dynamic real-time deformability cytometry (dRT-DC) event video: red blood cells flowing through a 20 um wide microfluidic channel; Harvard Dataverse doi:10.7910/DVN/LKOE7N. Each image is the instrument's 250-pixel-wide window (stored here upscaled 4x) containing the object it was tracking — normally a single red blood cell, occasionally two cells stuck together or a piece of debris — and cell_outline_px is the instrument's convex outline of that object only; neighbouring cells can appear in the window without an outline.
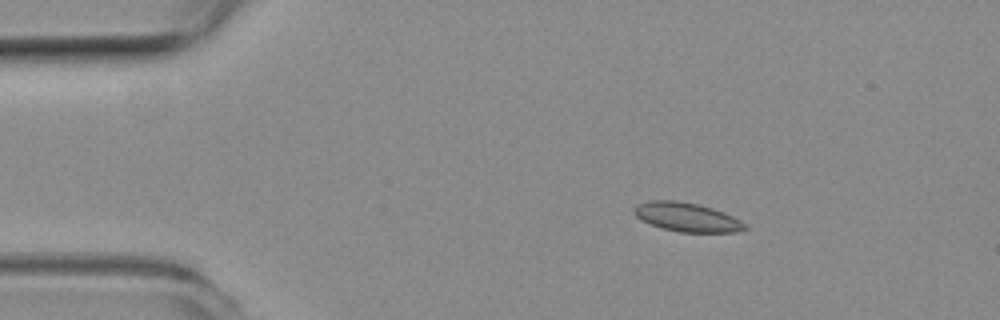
{"species": "common noctule bat (a hibernating species)", "species_latin": "Nyctalus noctula", "temperature_condition": "room temperature", "stored_images_in_passage": 48, "camera_frame_rate_fps": 3000, "um_per_image_px": 0.085, "animal": {"sex": "female", "body_mass_g": 19.3, "forearm_length_mm": 54.1}, "frame": {"image": 1, "passage_image": 2, "time_ms": 0.333, "image_size_px": [1000, 320], "cell_outline_px": [[748, 228], [736, 232], [680, 232], [664, 228], [652, 224], [636, 216], [632, 208], [636, 204], [652, 200], [676, 200], [696, 204], [712, 208], [724, 212], [748, 224]], "centroid_in_image_um": [58.41, 18.45], "position_along_channel_um": 26.6, "area_um2": 18.55}}
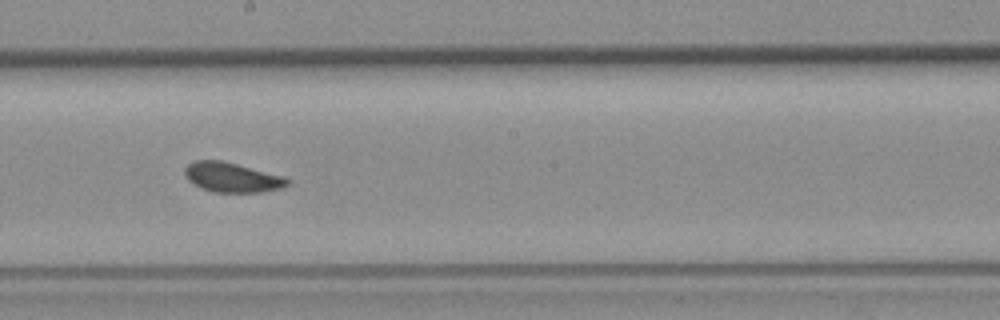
{"frame": {"image": 2, "passage_image": 23, "time_ms": 7.333, "image_size_px": [1000, 320], "cell_outline_px": [[292, 180], [288, 184], [280, 188], [260, 192], [216, 192], [200, 188], [188, 180], [184, 172], [184, 168], [188, 164], [196, 160], [220, 160], [284, 176]], "centroid_in_image_um": [19.71, 15.07], "position_along_channel_um": 228.5, "area_um2": 17.63}}
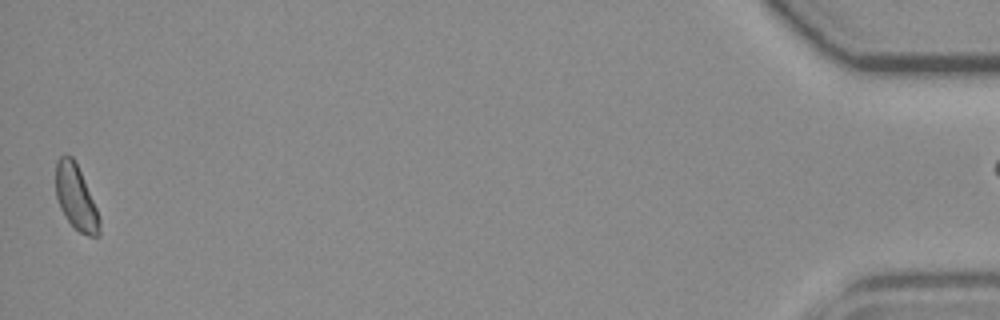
{"frame": {"image": 3, "passage_image": 47, "time_ms": 15.333, "image_size_px": [1000, 320], "cell_outline_px": [[100, 236], [88, 236], [80, 232], [68, 220], [60, 208], [56, 196], [56, 160], [64, 152], [72, 156], [80, 172], [100, 216]], "centroid_in_image_um": [6.45, 16.77], "position_along_channel_um": 428.8, "area_um2": 16.36}}